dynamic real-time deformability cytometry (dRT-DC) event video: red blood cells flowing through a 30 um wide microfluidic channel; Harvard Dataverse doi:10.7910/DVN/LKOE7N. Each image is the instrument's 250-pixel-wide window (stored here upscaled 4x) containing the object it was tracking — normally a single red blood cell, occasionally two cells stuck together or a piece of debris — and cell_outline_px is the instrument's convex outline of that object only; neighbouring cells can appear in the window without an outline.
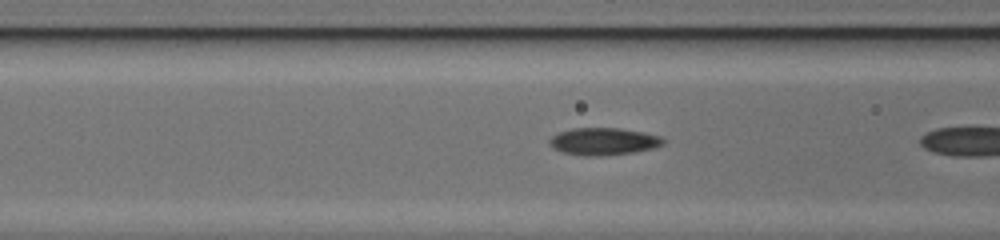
{"species": "common noctule bat (a hibernating species)", "species_latin": "Nyctalus noctula", "temperature_condition": "cold", "stored_images_in_passage": 7, "camera_frame_rate_fps": 3000, "um_per_image_px": 0.085, "animal": {"sex": "female", "body_mass_g": 17.0, "forearm_length_mm": 48.0}, "frame": {"image": 1, "passage_image": 6, "time_ms": 1.667, "image_size_px": [1000, 240], "cell_outline_px": [[664, 144], [652, 148], [632, 152], [600, 156], [584, 156], [560, 152], [552, 148], [548, 144], [548, 140], [552, 136], [560, 132], [572, 128], [620, 128], [644, 132], [660, 136], [664, 140]], "centroid_in_image_um": [51.25, 12.02], "position_along_channel_um": 115.4, "area_um2": 18.15}}